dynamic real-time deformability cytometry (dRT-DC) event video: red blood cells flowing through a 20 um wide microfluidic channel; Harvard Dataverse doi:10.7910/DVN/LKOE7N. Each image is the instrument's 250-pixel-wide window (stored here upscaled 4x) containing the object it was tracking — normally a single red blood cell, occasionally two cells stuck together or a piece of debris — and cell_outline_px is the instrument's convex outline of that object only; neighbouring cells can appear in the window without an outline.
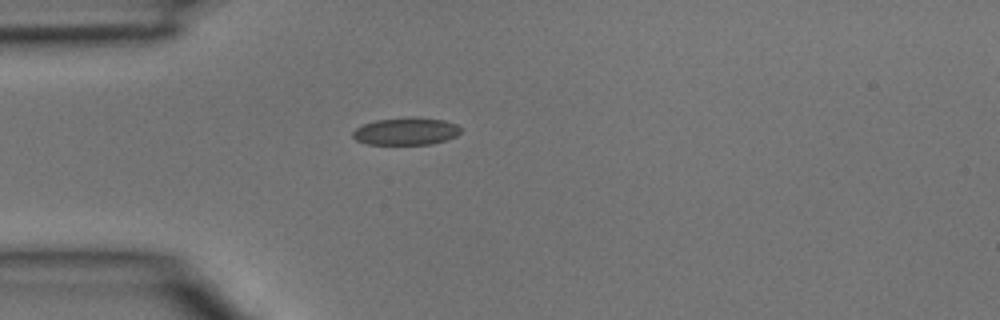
{"species": "common noctule bat (a hibernating species)", "species_latin": "Nyctalus noctula", "temperature_condition": "room temperature", "stored_images_in_passage": 1, "camera_frame_rate_fps": 3000, "um_per_image_px": 0.085, "animal": {"sex": "male", "body_mass_g": 15.6}, "frame": {"image": 1, "passage_image": 1, "time_ms": 0.0, "image_size_px": [1000, 320], "cell_outline_px": [[460, 132], [456, 136], [432, 144], [368, 144], [356, 140], [352, 136], [352, 132], [356, 128], [364, 124], [376, 120], [444, 120], [456, 124], [460, 128]], "centroid_in_image_um": [34.48, 11.21], "position_along_channel_um": 50.5, "area_um2": 16.24}}